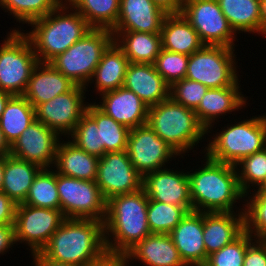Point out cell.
Masks as SVG:
<instances>
[{"instance_id": "43", "label": "cell", "mask_w": 266, "mask_h": 266, "mask_svg": "<svg viewBox=\"0 0 266 266\" xmlns=\"http://www.w3.org/2000/svg\"><path fill=\"white\" fill-rule=\"evenodd\" d=\"M208 89L200 82L184 78L170 86V98L186 108L195 110Z\"/></svg>"}, {"instance_id": "35", "label": "cell", "mask_w": 266, "mask_h": 266, "mask_svg": "<svg viewBox=\"0 0 266 266\" xmlns=\"http://www.w3.org/2000/svg\"><path fill=\"white\" fill-rule=\"evenodd\" d=\"M62 1L61 0H0V8L8 16L13 17L19 27H13L10 31H21L23 24L29 25L30 22L46 16L52 12Z\"/></svg>"}, {"instance_id": "33", "label": "cell", "mask_w": 266, "mask_h": 266, "mask_svg": "<svg viewBox=\"0 0 266 266\" xmlns=\"http://www.w3.org/2000/svg\"><path fill=\"white\" fill-rule=\"evenodd\" d=\"M70 4L91 28L112 30L117 23L120 0H73Z\"/></svg>"}, {"instance_id": "24", "label": "cell", "mask_w": 266, "mask_h": 266, "mask_svg": "<svg viewBox=\"0 0 266 266\" xmlns=\"http://www.w3.org/2000/svg\"><path fill=\"white\" fill-rule=\"evenodd\" d=\"M244 230V212H203V241L207 256L231 243Z\"/></svg>"}, {"instance_id": "12", "label": "cell", "mask_w": 266, "mask_h": 266, "mask_svg": "<svg viewBox=\"0 0 266 266\" xmlns=\"http://www.w3.org/2000/svg\"><path fill=\"white\" fill-rule=\"evenodd\" d=\"M66 218L59 209L17 204L15 215L16 246H29L30 254L39 253ZM19 243V244H18Z\"/></svg>"}, {"instance_id": "37", "label": "cell", "mask_w": 266, "mask_h": 266, "mask_svg": "<svg viewBox=\"0 0 266 266\" xmlns=\"http://www.w3.org/2000/svg\"><path fill=\"white\" fill-rule=\"evenodd\" d=\"M187 213L182 206L148 199L147 220L151 234H169Z\"/></svg>"}, {"instance_id": "52", "label": "cell", "mask_w": 266, "mask_h": 266, "mask_svg": "<svg viewBox=\"0 0 266 266\" xmlns=\"http://www.w3.org/2000/svg\"><path fill=\"white\" fill-rule=\"evenodd\" d=\"M3 177H4V157L0 156V192L2 189Z\"/></svg>"}, {"instance_id": "41", "label": "cell", "mask_w": 266, "mask_h": 266, "mask_svg": "<svg viewBox=\"0 0 266 266\" xmlns=\"http://www.w3.org/2000/svg\"><path fill=\"white\" fill-rule=\"evenodd\" d=\"M254 239L244 230L231 243L209 255L204 266H243L247 246Z\"/></svg>"}, {"instance_id": "9", "label": "cell", "mask_w": 266, "mask_h": 266, "mask_svg": "<svg viewBox=\"0 0 266 266\" xmlns=\"http://www.w3.org/2000/svg\"><path fill=\"white\" fill-rule=\"evenodd\" d=\"M6 34L0 44V90L23 95L39 60L22 31Z\"/></svg>"}, {"instance_id": "3", "label": "cell", "mask_w": 266, "mask_h": 266, "mask_svg": "<svg viewBox=\"0 0 266 266\" xmlns=\"http://www.w3.org/2000/svg\"><path fill=\"white\" fill-rule=\"evenodd\" d=\"M147 206L148 197L143 188L107 200L104 234L108 254L124 256L138 242L151 234L147 220Z\"/></svg>"}, {"instance_id": "47", "label": "cell", "mask_w": 266, "mask_h": 266, "mask_svg": "<svg viewBox=\"0 0 266 266\" xmlns=\"http://www.w3.org/2000/svg\"><path fill=\"white\" fill-rule=\"evenodd\" d=\"M87 266H135L127 262L125 256L107 254L100 261Z\"/></svg>"}, {"instance_id": "10", "label": "cell", "mask_w": 266, "mask_h": 266, "mask_svg": "<svg viewBox=\"0 0 266 266\" xmlns=\"http://www.w3.org/2000/svg\"><path fill=\"white\" fill-rule=\"evenodd\" d=\"M60 210L66 219L103 221L107 200L95 181L81 180L57 173Z\"/></svg>"}, {"instance_id": "44", "label": "cell", "mask_w": 266, "mask_h": 266, "mask_svg": "<svg viewBox=\"0 0 266 266\" xmlns=\"http://www.w3.org/2000/svg\"><path fill=\"white\" fill-rule=\"evenodd\" d=\"M243 266H266L265 239H254L247 246Z\"/></svg>"}, {"instance_id": "28", "label": "cell", "mask_w": 266, "mask_h": 266, "mask_svg": "<svg viewBox=\"0 0 266 266\" xmlns=\"http://www.w3.org/2000/svg\"><path fill=\"white\" fill-rule=\"evenodd\" d=\"M65 139L62 138L58 144L53 169L60 175L96 181L99 157L88 154Z\"/></svg>"}, {"instance_id": "15", "label": "cell", "mask_w": 266, "mask_h": 266, "mask_svg": "<svg viewBox=\"0 0 266 266\" xmlns=\"http://www.w3.org/2000/svg\"><path fill=\"white\" fill-rule=\"evenodd\" d=\"M96 184L104 198L130 194L142 189L143 177L130 161L127 150L107 152L99 158Z\"/></svg>"}, {"instance_id": "13", "label": "cell", "mask_w": 266, "mask_h": 266, "mask_svg": "<svg viewBox=\"0 0 266 266\" xmlns=\"http://www.w3.org/2000/svg\"><path fill=\"white\" fill-rule=\"evenodd\" d=\"M86 88L75 85L70 91L35 107V119L67 138L86 112Z\"/></svg>"}, {"instance_id": "40", "label": "cell", "mask_w": 266, "mask_h": 266, "mask_svg": "<svg viewBox=\"0 0 266 266\" xmlns=\"http://www.w3.org/2000/svg\"><path fill=\"white\" fill-rule=\"evenodd\" d=\"M78 148L96 157H102L106 152L101 143L100 129L96 121L85 112L67 137Z\"/></svg>"}, {"instance_id": "22", "label": "cell", "mask_w": 266, "mask_h": 266, "mask_svg": "<svg viewBox=\"0 0 266 266\" xmlns=\"http://www.w3.org/2000/svg\"><path fill=\"white\" fill-rule=\"evenodd\" d=\"M123 87L133 91L148 107L170 98V85L153 64L129 63Z\"/></svg>"}, {"instance_id": "46", "label": "cell", "mask_w": 266, "mask_h": 266, "mask_svg": "<svg viewBox=\"0 0 266 266\" xmlns=\"http://www.w3.org/2000/svg\"><path fill=\"white\" fill-rule=\"evenodd\" d=\"M15 244V224L0 225V256L9 253Z\"/></svg>"}, {"instance_id": "53", "label": "cell", "mask_w": 266, "mask_h": 266, "mask_svg": "<svg viewBox=\"0 0 266 266\" xmlns=\"http://www.w3.org/2000/svg\"><path fill=\"white\" fill-rule=\"evenodd\" d=\"M251 192H266V178L255 191H251Z\"/></svg>"}, {"instance_id": "51", "label": "cell", "mask_w": 266, "mask_h": 266, "mask_svg": "<svg viewBox=\"0 0 266 266\" xmlns=\"http://www.w3.org/2000/svg\"><path fill=\"white\" fill-rule=\"evenodd\" d=\"M13 95L8 93V92H5V91H2L0 90V117L5 109V106L8 102V100L12 97Z\"/></svg>"}, {"instance_id": "55", "label": "cell", "mask_w": 266, "mask_h": 266, "mask_svg": "<svg viewBox=\"0 0 266 266\" xmlns=\"http://www.w3.org/2000/svg\"><path fill=\"white\" fill-rule=\"evenodd\" d=\"M63 3H68L70 4L73 0H61Z\"/></svg>"}, {"instance_id": "8", "label": "cell", "mask_w": 266, "mask_h": 266, "mask_svg": "<svg viewBox=\"0 0 266 266\" xmlns=\"http://www.w3.org/2000/svg\"><path fill=\"white\" fill-rule=\"evenodd\" d=\"M236 48L204 45L189 56L186 77L208 88L241 85ZM238 60V61H236Z\"/></svg>"}, {"instance_id": "14", "label": "cell", "mask_w": 266, "mask_h": 266, "mask_svg": "<svg viewBox=\"0 0 266 266\" xmlns=\"http://www.w3.org/2000/svg\"><path fill=\"white\" fill-rule=\"evenodd\" d=\"M127 153L134 168L142 177L167 167L172 159H177V156L178 162L180 158L148 124L130 129Z\"/></svg>"}, {"instance_id": "49", "label": "cell", "mask_w": 266, "mask_h": 266, "mask_svg": "<svg viewBox=\"0 0 266 266\" xmlns=\"http://www.w3.org/2000/svg\"><path fill=\"white\" fill-rule=\"evenodd\" d=\"M33 266H73L46 259L40 252L31 255Z\"/></svg>"}, {"instance_id": "27", "label": "cell", "mask_w": 266, "mask_h": 266, "mask_svg": "<svg viewBox=\"0 0 266 266\" xmlns=\"http://www.w3.org/2000/svg\"><path fill=\"white\" fill-rule=\"evenodd\" d=\"M129 63L123 51L113 42L103 53L92 78L85 87L86 92L91 90H88V87L92 83L94 87H91L95 88L92 90L99 96L105 92L123 87Z\"/></svg>"}, {"instance_id": "2", "label": "cell", "mask_w": 266, "mask_h": 266, "mask_svg": "<svg viewBox=\"0 0 266 266\" xmlns=\"http://www.w3.org/2000/svg\"><path fill=\"white\" fill-rule=\"evenodd\" d=\"M48 260L87 266L104 258V222L94 219H65L40 251Z\"/></svg>"}, {"instance_id": "19", "label": "cell", "mask_w": 266, "mask_h": 266, "mask_svg": "<svg viewBox=\"0 0 266 266\" xmlns=\"http://www.w3.org/2000/svg\"><path fill=\"white\" fill-rule=\"evenodd\" d=\"M100 97V102L95 100L94 104L116 122L129 129L147 124L149 107L133 91L120 87Z\"/></svg>"}, {"instance_id": "30", "label": "cell", "mask_w": 266, "mask_h": 266, "mask_svg": "<svg viewBox=\"0 0 266 266\" xmlns=\"http://www.w3.org/2000/svg\"><path fill=\"white\" fill-rule=\"evenodd\" d=\"M112 34L130 63L154 64L162 48L161 33L112 31Z\"/></svg>"}, {"instance_id": "39", "label": "cell", "mask_w": 266, "mask_h": 266, "mask_svg": "<svg viewBox=\"0 0 266 266\" xmlns=\"http://www.w3.org/2000/svg\"><path fill=\"white\" fill-rule=\"evenodd\" d=\"M244 200L245 230L255 239L266 240V192H249Z\"/></svg>"}, {"instance_id": "11", "label": "cell", "mask_w": 266, "mask_h": 266, "mask_svg": "<svg viewBox=\"0 0 266 266\" xmlns=\"http://www.w3.org/2000/svg\"><path fill=\"white\" fill-rule=\"evenodd\" d=\"M181 13L205 45L235 48L237 34L230 27L218 0H183ZM236 39V40H235Z\"/></svg>"}, {"instance_id": "38", "label": "cell", "mask_w": 266, "mask_h": 266, "mask_svg": "<svg viewBox=\"0 0 266 266\" xmlns=\"http://www.w3.org/2000/svg\"><path fill=\"white\" fill-rule=\"evenodd\" d=\"M235 168L241 191L245 195L255 191L266 178V148L244 157Z\"/></svg>"}, {"instance_id": "25", "label": "cell", "mask_w": 266, "mask_h": 266, "mask_svg": "<svg viewBox=\"0 0 266 266\" xmlns=\"http://www.w3.org/2000/svg\"><path fill=\"white\" fill-rule=\"evenodd\" d=\"M230 27L236 34L266 37V12L261 0H218ZM257 33V34H256Z\"/></svg>"}, {"instance_id": "31", "label": "cell", "mask_w": 266, "mask_h": 266, "mask_svg": "<svg viewBox=\"0 0 266 266\" xmlns=\"http://www.w3.org/2000/svg\"><path fill=\"white\" fill-rule=\"evenodd\" d=\"M40 170L41 168L36 164L12 155L4 156V177L1 191L16 204L23 203Z\"/></svg>"}, {"instance_id": "16", "label": "cell", "mask_w": 266, "mask_h": 266, "mask_svg": "<svg viewBox=\"0 0 266 266\" xmlns=\"http://www.w3.org/2000/svg\"><path fill=\"white\" fill-rule=\"evenodd\" d=\"M62 137L40 121H33L11 145L10 155L38 165L54 167L56 151Z\"/></svg>"}, {"instance_id": "4", "label": "cell", "mask_w": 266, "mask_h": 266, "mask_svg": "<svg viewBox=\"0 0 266 266\" xmlns=\"http://www.w3.org/2000/svg\"><path fill=\"white\" fill-rule=\"evenodd\" d=\"M29 24L30 31H21L29 39L39 63H49L92 29L71 4L63 2Z\"/></svg>"}, {"instance_id": "1", "label": "cell", "mask_w": 266, "mask_h": 266, "mask_svg": "<svg viewBox=\"0 0 266 266\" xmlns=\"http://www.w3.org/2000/svg\"><path fill=\"white\" fill-rule=\"evenodd\" d=\"M202 157L205 162L202 160L201 166L187 171L193 211L244 212L245 194L240 189L235 165L214 161L206 154Z\"/></svg>"}, {"instance_id": "36", "label": "cell", "mask_w": 266, "mask_h": 266, "mask_svg": "<svg viewBox=\"0 0 266 266\" xmlns=\"http://www.w3.org/2000/svg\"><path fill=\"white\" fill-rule=\"evenodd\" d=\"M23 203L34 207L60 210L57 172L52 168L41 169L35 176Z\"/></svg>"}, {"instance_id": "17", "label": "cell", "mask_w": 266, "mask_h": 266, "mask_svg": "<svg viewBox=\"0 0 266 266\" xmlns=\"http://www.w3.org/2000/svg\"><path fill=\"white\" fill-rule=\"evenodd\" d=\"M173 169L165 167L146 174L143 177L142 188L148 199L182 206L191 212L193 206L187 170L181 168V171H178V167Z\"/></svg>"}, {"instance_id": "6", "label": "cell", "mask_w": 266, "mask_h": 266, "mask_svg": "<svg viewBox=\"0 0 266 266\" xmlns=\"http://www.w3.org/2000/svg\"><path fill=\"white\" fill-rule=\"evenodd\" d=\"M147 124L183 160V156L191 150L195 154L194 148L198 149V143L207 142V130L199 122L195 111L171 98L148 108Z\"/></svg>"}, {"instance_id": "48", "label": "cell", "mask_w": 266, "mask_h": 266, "mask_svg": "<svg viewBox=\"0 0 266 266\" xmlns=\"http://www.w3.org/2000/svg\"><path fill=\"white\" fill-rule=\"evenodd\" d=\"M167 14H178L182 11L183 0H152Z\"/></svg>"}, {"instance_id": "34", "label": "cell", "mask_w": 266, "mask_h": 266, "mask_svg": "<svg viewBox=\"0 0 266 266\" xmlns=\"http://www.w3.org/2000/svg\"><path fill=\"white\" fill-rule=\"evenodd\" d=\"M86 112L96 121L100 129L101 143L106 153L127 150L130 132L128 127L106 115L93 101L87 105Z\"/></svg>"}, {"instance_id": "18", "label": "cell", "mask_w": 266, "mask_h": 266, "mask_svg": "<svg viewBox=\"0 0 266 266\" xmlns=\"http://www.w3.org/2000/svg\"><path fill=\"white\" fill-rule=\"evenodd\" d=\"M241 89V85H232L207 90L198 107L194 110L199 122L206 130L211 126H217L220 122L218 121L219 118H224L227 114L231 115L232 112H234L232 115H237L235 114L236 111L239 112L243 108L245 110L249 106L248 96L243 95L244 92Z\"/></svg>"}, {"instance_id": "50", "label": "cell", "mask_w": 266, "mask_h": 266, "mask_svg": "<svg viewBox=\"0 0 266 266\" xmlns=\"http://www.w3.org/2000/svg\"><path fill=\"white\" fill-rule=\"evenodd\" d=\"M11 145L5 139L4 133L0 128V156L4 157L10 155Z\"/></svg>"}, {"instance_id": "45", "label": "cell", "mask_w": 266, "mask_h": 266, "mask_svg": "<svg viewBox=\"0 0 266 266\" xmlns=\"http://www.w3.org/2000/svg\"><path fill=\"white\" fill-rule=\"evenodd\" d=\"M17 204L4 192H0V225L15 224Z\"/></svg>"}, {"instance_id": "7", "label": "cell", "mask_w": 266, "mask_h": 266, "mask_svg": "<svg viewBox=\"0 0 266 266\" xmlns=\"http://www.w3.org/2000/svg\"><path fill=\"white\" fill-rule=\"evenodd\" d=\"M113 42L114 36L111 30L92 28L49 63L74 84L86 87L103 53Z\"/></svg>"}, {"instance_id": "42", "label": "cell", "mask_w": 266, "mask_h": 266, "mask_svg": "<svg viewBox=\"0 0 266 266\" xmlns=\"http://www.w3.org/2000/svg\"><path fill=\"white\" fill-rule=\"evenodd\" d=\"M189 56L161 48L154 67L163 79L171 86L174 82L186 77Z\"/></svg>"}, {"instance_id": "5", "label": "cell", "mask_w": 266, "mask_h": 266, "mask_svg": "<svg viewBox=\"0 0 266 266\" xmlns=\"http://www.w3.org/2000/svg\"><path fill=\"white\" fill-rule=\"evenodd\" d=\"M238 119L239 122L235 119L234 124L233 121L226 123L228 125L220 127V131L219 128L216 130V126H211L207 130V144L201 147H205L200 150L201 154L205 153L217 162L236 165L244 157L266 148V113L250 116V119Z\"/></svg>"}, {"instance_id": "29", "label": "cell", "mask_w": 266, "mask_h": 266, "mask_svg": "<svg viewBox=\"0 0 266 266\" xmlns=\"http://www.w3.org/2000/svg\"><path fill=\"white\" fill-rule=\"evenodd\" d=\"M162 48L190 56L205 44L182 13L168 14L161 29Z\"/></svg>"}, {"instance_id": "54", "label": "cell", "mask_w": 266, "mask_h": 266, "mask_svg": "<svg viewBox=\"0 0 266 266\" xmlns=\"http://www.w3.org/2000/svg\"><path fill=\"white\" fill-rule=\"evenodd\" d=\"M261 2H262V5H263L264 10L266 12V0H261Z\"/></svg>"}, {"instance_id": "21", "label": "cell", "mask_w": 266, "mask_h": 266, "mask_svg": "<svg viewBox=\"0 0 266 266\" xmlns=\"http://www.w3.org/2000/svg\"><path fill=\"white\" fill-rule=\"evenodd\" d=\"M168 14L152 0H120V11L111 31L161 33Z\"/></svg>"}, {"instance_id": "20", "label": "cell", "mask_w": 266, "mask_h": 266, "mask_svg": "<svg viewBox=\"0 0 266 266\" xmlns=\"http://www.w3.org/2000/svg\"><path fill=\"white\" fill-rule=\"evenodd\" d=\"M187 266H204L208 256L203 241V212H188L169 233Z\"/></svg>"}, {"instance_id": "26", "label": "cell", "mask_w": 266, "mask_h": 266, "mask_svg": "<svg viewBox=\"0 0 266 266\" xmlns=\"http://www.w3.org/2000/svg\"><path fill=\"white\" fill-rule=\"evenodd\" d=\"M75 85L50 63H38L32 72L23 96L35 108L38 104L70 91Z\"/></svg>"}, {"instance_id": "32", "label": "cell", "mask_w": 266, "mask_h": 266, "mask_svg": "<svg viewBox=\"0 0 266 266\" xmlns=\"http://www.w3.org/2000/svg\"><path fill=\"white\" fill-rule=\"evenodd\" d=\"M35 108L23 95H13L0 117V128L10 145L35 121Z\"/></svg>"}, {"instance_id": "23", "label": "cell", "mask_w": 266, "mask_h": 266, "mask_svg": "<svg viewBox=\"0 0 266 266\" xmlns=\"http://www.w3.org/2000/svg\"><path fill=\"white\" fill-rule=\"evenodd\" d=\"M127 262L145 266H187L175 247L170 234H150L125 255ZM133 261V262H132ZM141 261V263H140Z\"/></svg>"}]
</instances>
